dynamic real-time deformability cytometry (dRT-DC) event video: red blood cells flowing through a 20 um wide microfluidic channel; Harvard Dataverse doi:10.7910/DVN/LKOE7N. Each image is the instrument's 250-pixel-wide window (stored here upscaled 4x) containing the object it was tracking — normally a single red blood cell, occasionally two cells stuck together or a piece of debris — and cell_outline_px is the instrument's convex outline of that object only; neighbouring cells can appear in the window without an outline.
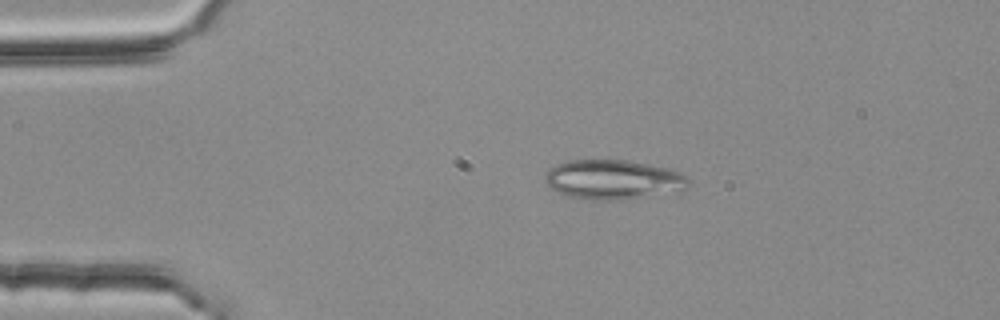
{"species": "common noctule bat (a hibernating species)", "species_latin": "Nyctalus noctula", "temperature_condition": "room temperature", "stored_images_in_passage": 2, "camera_frame_rate_fps": 3000, "um_per_image_px": 0.085, "animal": {"sex": "female", "body_mass_g": 25.1}, "frame": {"image": 1, "passage_image": 1, "time_ms": 0.0, "image_size_px": [1000, 320], "cell_outline_px": [[692, 180], [688, 188], [620, 200], [584, 200], [568, 196], [552, 188], [544, 180], [544, 176], [556, 164], [568, 160], [628, 160], [672, 168], [680, 172]], "centroid_in_image_um": [52.14, 15.25], "position_along_channel_um": 32.9, "area_um2": 33.0}}